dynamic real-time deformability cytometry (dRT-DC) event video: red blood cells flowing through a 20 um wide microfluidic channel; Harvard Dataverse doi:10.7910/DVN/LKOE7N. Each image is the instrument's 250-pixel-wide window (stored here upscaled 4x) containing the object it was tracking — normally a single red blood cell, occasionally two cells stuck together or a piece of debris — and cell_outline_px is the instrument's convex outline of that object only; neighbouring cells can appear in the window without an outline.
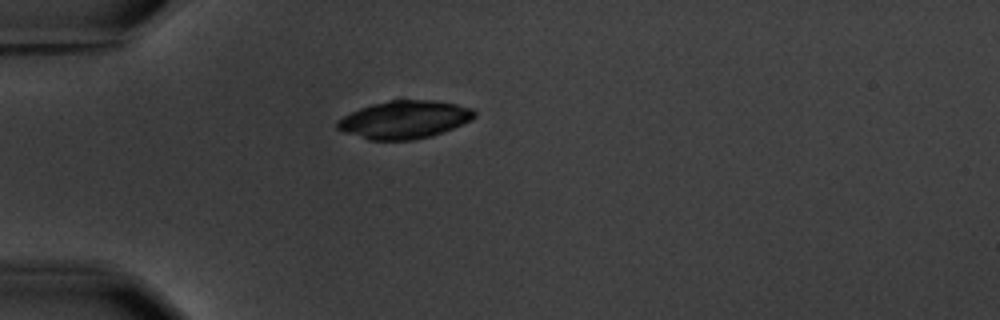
{"species": "common noctule bat (a hibernating species)", "species_latin": "Nyctalus noctula", "temperature_condition": "warm", "stored_images_in_passage": 1, "camera_frame_rate_fps": 3000, "um_per_image_px": 0.085, "animal": {"sex": "male", "body_mass_g": 20.1, "forearm_length_mm": 53.5}, "frame": {"image": 1, "passage_image": 1, "time_ms": 0.0, "image_size_px": [1000, 320], "cell_outline_px": [[476, 116], [452, 128], [432, 136], [412, 140], [368, 140], [344, 132], [336, 128], [336, 120], [360, 108], [372, 104], [388, 100], [432, 100], [456, 104], [472, 108], [476, 112]], "centroid_in_image_um": [34.34, 10.17], "position_along_channel_um": 50.7, "area_um2": 30.11}}